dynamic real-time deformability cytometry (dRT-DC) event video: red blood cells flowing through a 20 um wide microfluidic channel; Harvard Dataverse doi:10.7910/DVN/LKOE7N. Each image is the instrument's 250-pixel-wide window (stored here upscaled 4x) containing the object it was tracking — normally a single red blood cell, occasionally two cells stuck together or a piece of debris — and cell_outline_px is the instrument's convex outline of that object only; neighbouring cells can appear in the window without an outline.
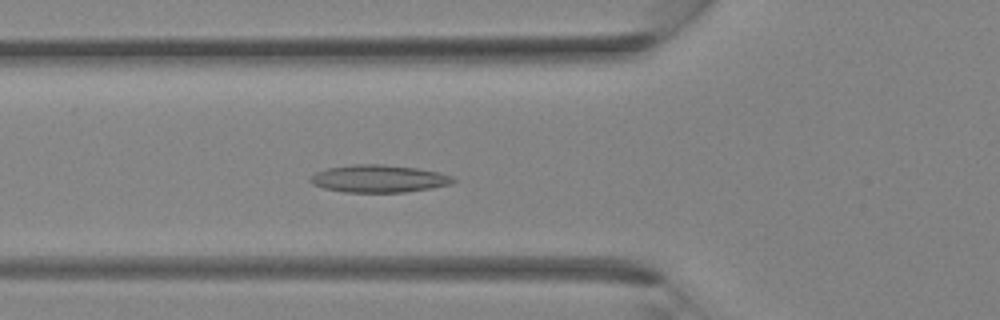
{"species": "Egyptian fruit bat (a non-hibernating species)", "species_latin": "Rousettus aegyptiacus", "temperature_condition": "room temperature", "stored_images_in_passage": 35, "camera_frame_rate_fps": 3000, "um_per_image_px": 0.085, "animal": {"sex": "female"}, "frame": {"image": 1, "passage_image": 12, "time_ms": 3.667, "image_size_px": [1000, 320], "cell_outline_px": [[456, 180], [448, 184], [432, 188], [404, 192], [344, 192], [324, 188], [312, 184], [308, 180], [316, 172], [328, 168], [352, 164], [384, 164], [416, 168], [440, 172], [452, 176]], "centroid_in_image_um": [32.18, 15.18], "position_along_channel_um": 93.6, "area_um2": 22.83}}
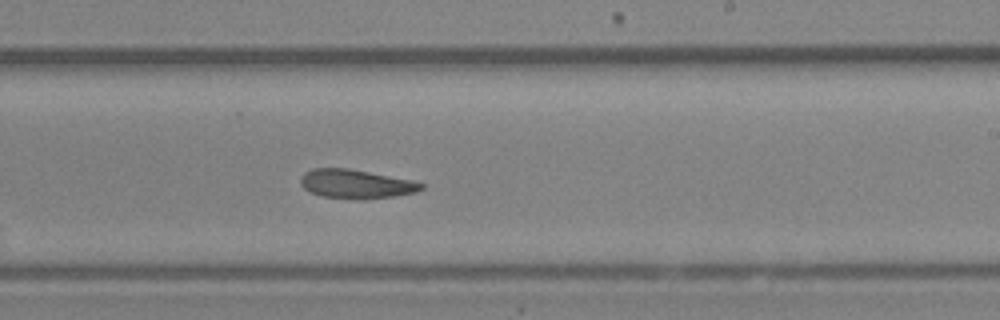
{"frame": {"image": 2, "passage_image": 21, "time_ms": 6.667, "image_size_px": [1000, 320], "cell_outline_px": [[424, 188], [416, 192], [392, 196], [324, 196], [312, 192], [304, 188], [300, 184], [300, 176], [304, 172], [312, 168], [348, 168], [412, 180], [424, 184]], "centroid_in_image_um": [30.23, 15.57], "position_along_channel_um": 258.8, "area_um2": 19.31}}
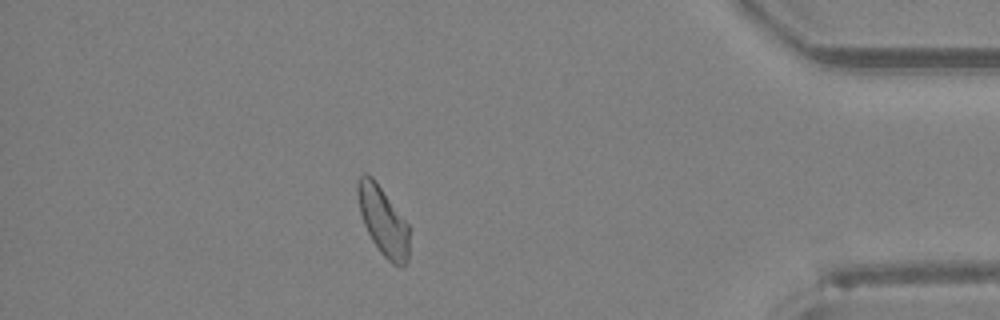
{"frame": {"image": 3, "passage_image": 31, "time_ms": 10.0, "image_size_px": [1000, 320], "cell_outline_px": [[408, 260], [404, 268], [400, 268], [392, 264], [380, 252], [372, 240], [364, 224], [360, 212], [356, 196], [356, 180], [364, 172], [368, 172], [372, 176], [408, 224]], "centroid_in_image_um": [32.53, 18.77], "position_along_channel_um": 402.7, "area_um2": 20.75}}